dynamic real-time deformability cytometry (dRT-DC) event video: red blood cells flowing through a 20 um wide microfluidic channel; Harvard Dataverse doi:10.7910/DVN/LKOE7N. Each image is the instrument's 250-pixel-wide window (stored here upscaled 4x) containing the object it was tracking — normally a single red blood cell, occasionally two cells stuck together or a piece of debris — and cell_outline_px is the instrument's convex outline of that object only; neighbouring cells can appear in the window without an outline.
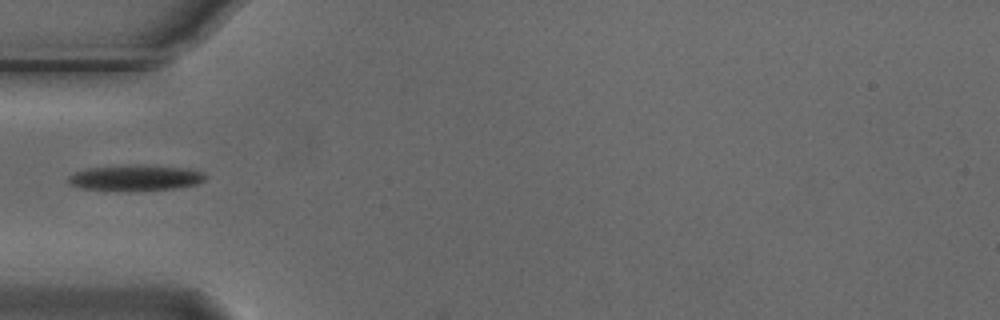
{"species": "Egyptian fruit bat (a non-hibernating species)", "species_latin": "Rousettus aegyptiacus", "temperature_condition": "cold", "stored_images_in_passage": 33, "camera_frame_rate_fps": 3000, "um_per_image_px": 0.085, "animal": {"sex": "male"}, "frame": {"image": 1, "passage_image": 1, "time_ms": 0.0, "image_size_px": [1000, 320], "cell_outline_px": [[208, 176], [204, 180], [196, 184], [176, 188], [80, 188], [68, 184], [68, 176], [76, 172], [88, 168], [136, 164], [184, 168], [204, 172]], "centroid_in_image_um": [11.54, 15.06], "position_along_channel_um": 73.5, "area_um2": 19.54}}
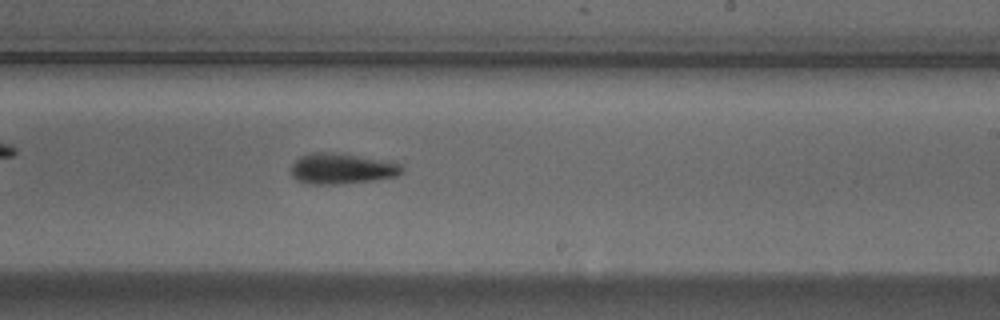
{"frame": {"image": 2, "passage_image": 16, "time_ms": 5.0, "image_size_px": [1000, 320], "cell_outline_px": [[404, 172], [396, 176], [372, 180], [336, 184], [308, 184], [296, 180], [292, 176], [292, 164], [300, 156], [312, 152], [332, 152], [392, 160], [404, 164]], "centroid_in_image_um": [29.11, 14.32], "position_along_channel_um": 259.9, "area_um2": 20.17}}
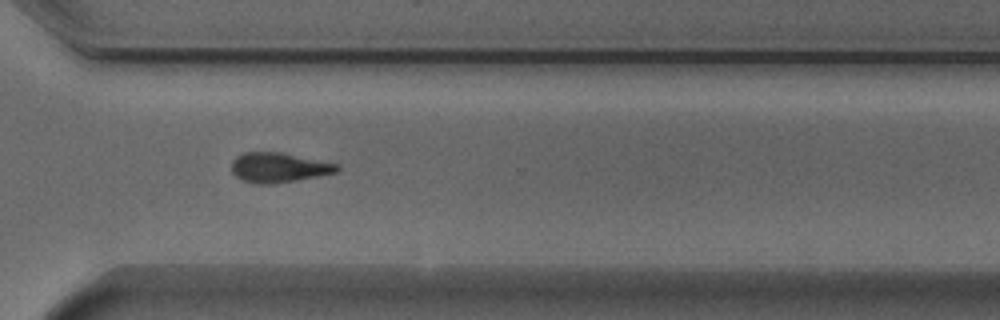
{"frame": {"image": 3, "passage_image": 23, "time_ms": 7.333, "image_size_px": [1000, 320], "cell_outline_px": [[340, 168], [336, 172], [316, 176], [272, 184], [256, 184], [240, 180], [232, 172], [232, 160], [236, 156], [244, 152], [280, 152], [340, 164]], "centroid_in_image_um": [23.66, 14.23], "position_along_channel_um": 346.9, "area_um2": 18.26}}